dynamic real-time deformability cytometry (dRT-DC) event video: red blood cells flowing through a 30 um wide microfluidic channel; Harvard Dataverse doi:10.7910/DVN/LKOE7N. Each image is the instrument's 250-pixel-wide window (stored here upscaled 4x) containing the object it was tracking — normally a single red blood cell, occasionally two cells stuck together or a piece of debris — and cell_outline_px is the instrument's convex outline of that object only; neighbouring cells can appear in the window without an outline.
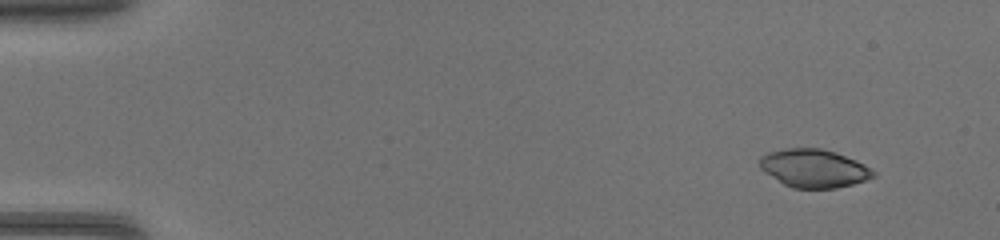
{"species": "common noctule bat (a hibernating species)", "species_latin": "Nyctalus noctula", "temperature_condition": "warm", "stored_images_in_passage": 43, "camera_frame_rate_fps": 3000, "um_per_image_px": 0.085, "animal": {"sex": "female", "body_mass_g": 17.0, "forearm_length_mm": 48.0}, "frame": {"image": 1, "passage_image": 1, "time_ms": 0.0, "image_size_px": [1000, 240], "cell_outline_px": [[876, 176], [852, 184], [836, 188], [792, 188], [784, 184], [760, 168], [760, 156], [768, 152], [788, 148], [820, 148], [836, 152], [856, 160], [864, 164], [876, 172]], "centroid_in_image_um": [69.19, 14.3], "position_along_channel_um": 15.8, "area_um2": 25.14}}
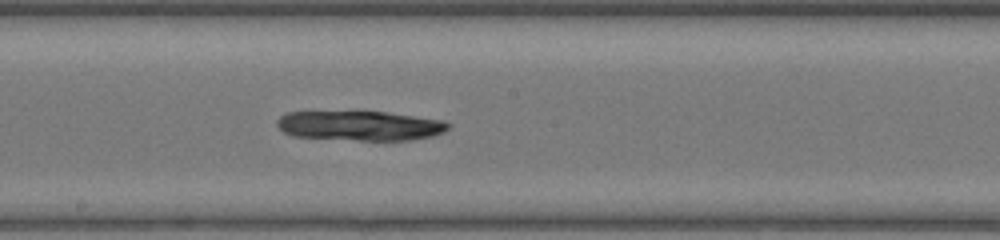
{"frame": {"image": 2, "passage_image": 23, "time_ms": 7.333, "image_size_px": [1000, 240], "cell_outline_px": [[452, 124], [444, 132], [432, 136], [412, 140], [360, 140], [292, 136], [284, 132], [276, 124], [276, 120], [280, 116], [288, 112], [388, 112], [440, 120]], "centroid_in_image_um": [30.6, 10.69], "position_along_channel_um": 217.6, "area_um2": 29.42}}
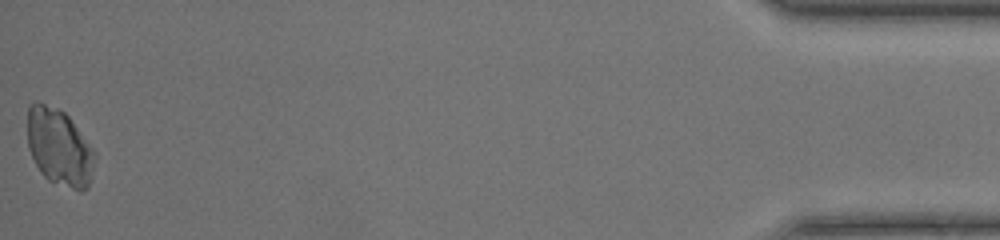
{"frame": {"image": 3, "passage_image": 43, "time_ms": 14.0, "image_size_px": [1000, 240], "cell_outline_px": [[96, 152], [88, 188], [80, 192], [48, 180], [40, 172], [28, 148], [28, 108], [36, 100], [40, 100], [64, 112], [68, 116]], "centroid_in_image_um": [5.03, 12.51], "position_along_channel_um": 430.2, "area_um2": 30.17}}